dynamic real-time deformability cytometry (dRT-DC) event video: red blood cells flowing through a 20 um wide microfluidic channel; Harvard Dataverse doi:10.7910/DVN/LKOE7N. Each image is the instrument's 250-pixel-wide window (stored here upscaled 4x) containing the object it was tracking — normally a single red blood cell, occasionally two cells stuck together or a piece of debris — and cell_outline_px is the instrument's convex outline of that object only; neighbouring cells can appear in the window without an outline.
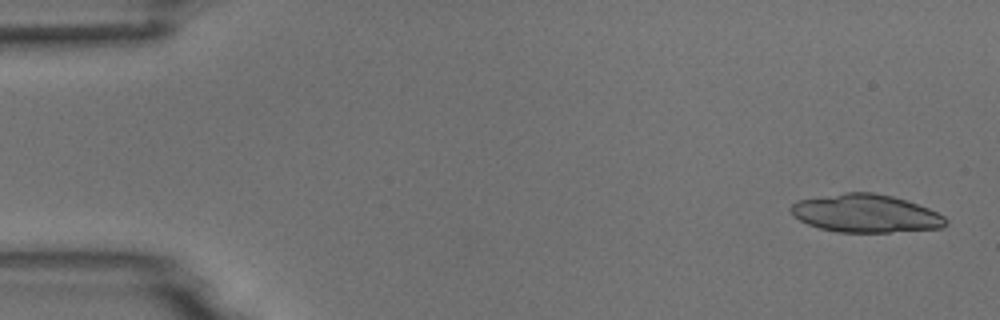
{"species": "common noctule bat (a hibernating species)", "species_latin": "Nyctalus noctula", "temperature_condition": "room temperature", "stored_images_in_passage": 9, "camera_frame_rate_fps": 3000, "um_per_image_px": 0.085, "animal": {"sex": "male", "body_mass_g": 18.8}, "frame": {"image": 1, "passage_image": 1, "time_ms": 0.0, "image_size_px": [1000, 320], "cell_outline_px": [[948, 224], [944, 228], [888, 232], [836, 232], [820, 228], [808, 224], [800, 220], [788, 208], [796, 200], [844, 192], [872, 192], [892, 196], [928, 208], [944, 216], [948, 220]], "centroid_in_image_um": [73.59, 18.14], "position_along_channel_um": 11.4, "area_um2": 34.33}}